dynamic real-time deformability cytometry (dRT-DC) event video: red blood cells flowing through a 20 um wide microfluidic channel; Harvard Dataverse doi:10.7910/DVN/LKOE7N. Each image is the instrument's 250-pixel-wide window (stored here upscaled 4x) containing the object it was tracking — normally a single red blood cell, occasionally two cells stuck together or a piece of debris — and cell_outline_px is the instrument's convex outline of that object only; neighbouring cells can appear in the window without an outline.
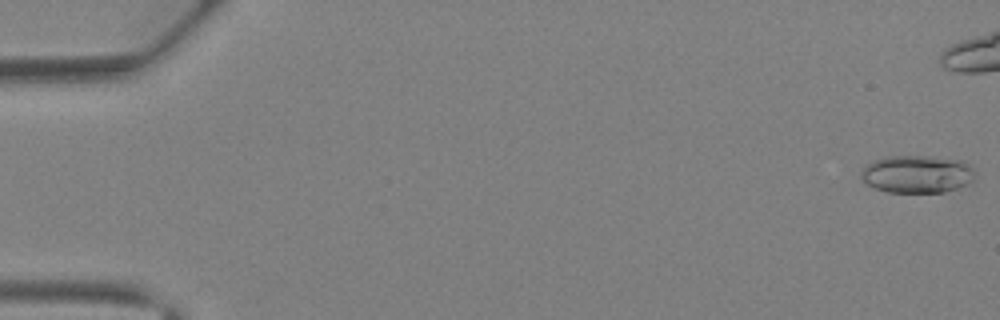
{"species": "Egyptian fruit bat (a non-hibernating species)", "species_latin": "Rousettus aegyptiacus", "temperature_condition": "warm", "stored_images_in_passage": 33, "camera_frame_rate_fps": 3000, "um_per_image_px": 0.085, "animal": {"sex": "female"}, "frame": {"image": 1, "passage_image": 1, "time_ms": 0.0, "image_size_px": [1000, 320], "cell_outline_px": [[976, 172], [972, 180], [968, 184], [944, 192], [888, 192], [864, 184], [860, 176], [860, 172], [864, 164], [872, 160], [888, 156], [924, 156], [956, 160], [968, 164]], "centroid_in_image_um": [77.87, 14.8], "position_along_channel_um": 7.1, "area_um2": 25.09}}
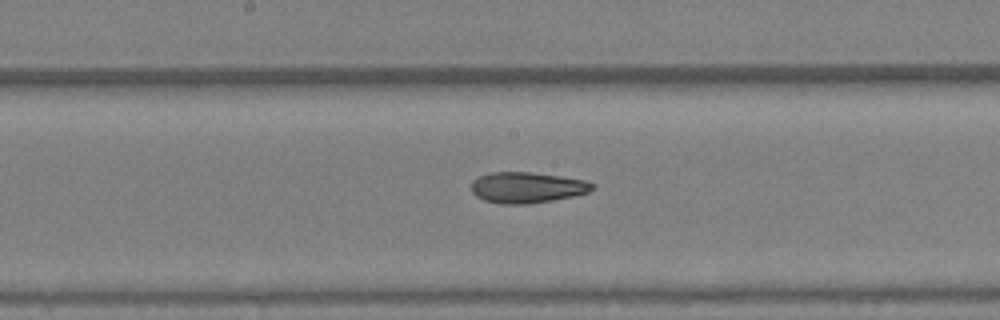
{"frame": {"image": 2, "passage_image": 22, "time_ms": 7.0, "image_size_px": [1000, 320], "cell_outline_px": [[592, 188], [588, 192], [572, 196], [552, 200], [528, 204], [500, 204], [484, 200], [476, 196], [472, 192], [472, 180], [480, 176], [492, 172], [532, 172], [560, 176], [584, 180], [592, 184]], "centroid_in_image_um": [44.74, 15.94], "position_along_channel_um": 203.5, "area_um2": 21.56}}
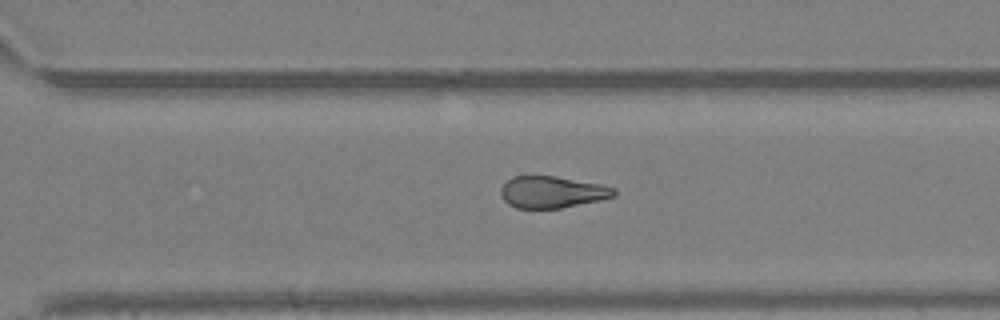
{"frame": {"image": 3, "passage_image": 29, "time_ms": 9.333, "image_size_px": [1000, 320], "cell_outline_px": [[616, 196], [600, 200], [560, 208], [516, 208], [508, 204], [500, 196], [500, 188], [512, 176], [556, 176], [600, 184], [616, 188]], "centroid_in_image_um": [46.92, 16.32], "position_along_channel_um": 323.7, "area_um2": 20.98}}